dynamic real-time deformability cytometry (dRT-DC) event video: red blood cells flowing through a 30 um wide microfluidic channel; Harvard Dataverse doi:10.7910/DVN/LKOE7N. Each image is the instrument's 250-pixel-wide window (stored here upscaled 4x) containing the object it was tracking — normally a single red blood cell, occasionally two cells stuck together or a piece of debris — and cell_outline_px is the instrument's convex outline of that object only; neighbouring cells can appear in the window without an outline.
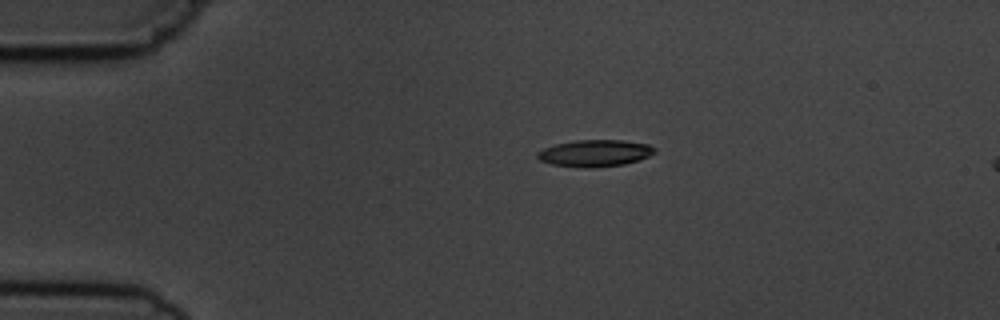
{"species": "common noctule bat (a hibernating species)", "species_latin": "Nyctalus noctula", "temperature_condition": "cold", "stored_images_in_passage": 3, "segment_of_instrument_passage": [1, 2], "camera_frame_rate_fps": 3000, "um_per_image_px": 0.085, "animal": {"sex": "male", "body_mass_g": 19.5, "forearm_length_mm": 54.6}, "frame": {"image": 1, "passage_image": 1, "time_ms": 0.0, "image_size_px": [1000, 320], "cell_outline_px": [[656, 152], [648, 156], [624, 164], [592, 168], [588, 168], [552, 164], [540, 160], [536, 156], [536, 152], [544, 148], [556, 144], [576, 140], [620, 140], [648, 144], [656, 148]], "centroid_in_image_um": [50.56, 13.01], "position_along_channel_um": 34.4, "area_um2": 18.15}}